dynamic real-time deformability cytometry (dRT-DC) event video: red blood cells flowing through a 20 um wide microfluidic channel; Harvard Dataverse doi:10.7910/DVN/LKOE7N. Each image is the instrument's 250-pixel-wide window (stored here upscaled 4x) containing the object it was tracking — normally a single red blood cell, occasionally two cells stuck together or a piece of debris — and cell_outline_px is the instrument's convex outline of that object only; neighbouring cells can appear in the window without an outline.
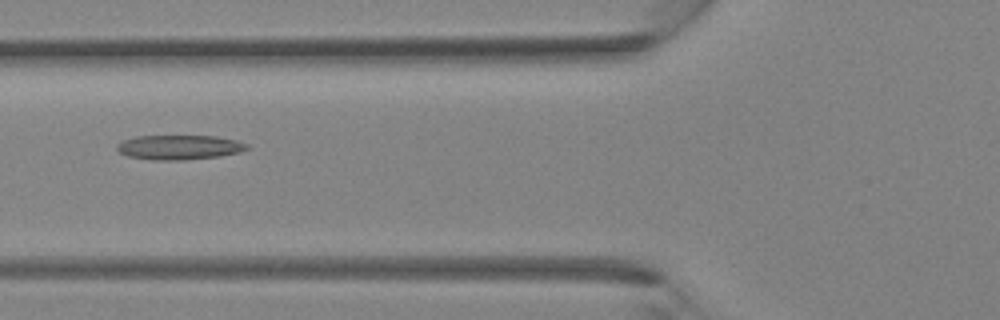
{"species": "Egyptian fruit bat (a non-hibernating species)", "species_latin": "Rousettus aegyptiacus", "temperature_condition": "room temperature", "stored_images_in_passage": 38, "camera_frame_rate_fps": 3000, "um_per_image_px": 0.085, "animal": {"sex": "female"}, "frame": {"image": 1, "passage_image": 15, "time_ms": 4.667, "image_size_px": [1000, 320], "cell_outline_px": [[252, 148], [240, 152], [220, 156], [184, 160], [152, 160], [128, 156], [120, 152], [116, 148], [116, 144], [124, 140], [136, 136], [216, 136], [236, 140], [248, 144]], "centroid_in_image_um": [15.27, 12.52], "position_along_channel_um": 110.5, "area_um2": 18.73}}
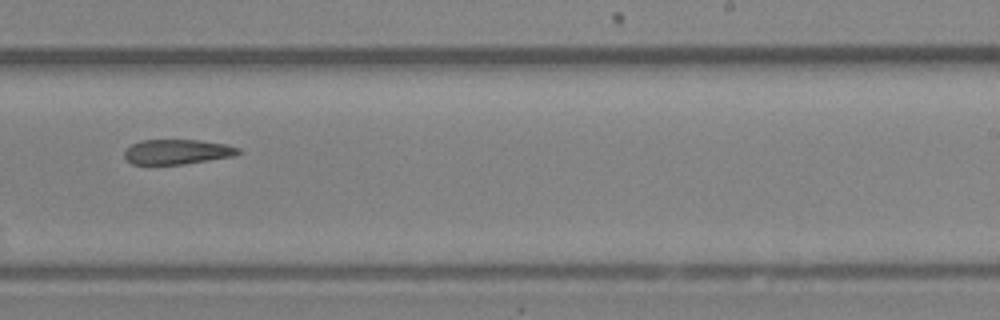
{"frame": {"image": 2, "passage_image": 24, "time_ms": 7.667, "image_size_px": [1000, 320], "cell_outline_px": [[240, 152], [236, 156], [184, 164], [132, 164], [124, 156], [124, 152], [132, 144], [140, 140], [200, 140], [228, 144], [240, 148]], "centroid_in_image_um": [15.11, 12.9], "position_along_channel_um": 273.9, "area_um2": 16.59}}
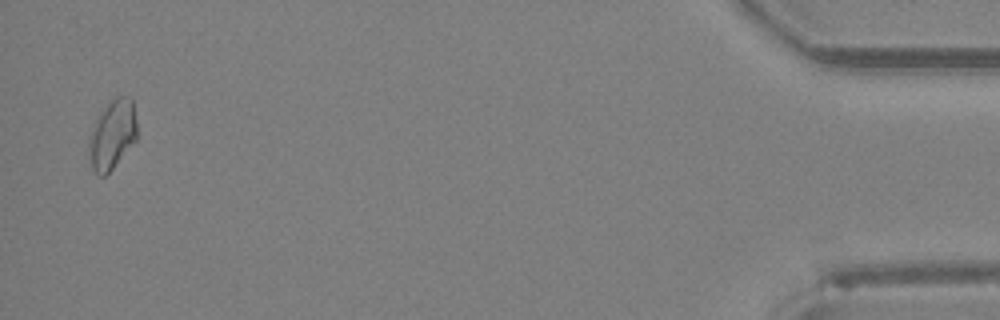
{"frame": {"image": 3, "passage_image": 37, "time_ms": 12.0, "image_size_px": [1000, 320], "cell_outline_px": [[136, 140], [112, 168], [104, 176], [96, 176], [92, 172], [88, 148], [88, 136], [96, 120], [104, 108], [116, 96], [124, 96], [132, 100], [136, 120]], "centroid_in_image_um": [9.51, 11.48], "position_along_channel_um": 425.7, "area_um2": 19.25}}